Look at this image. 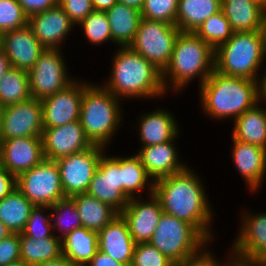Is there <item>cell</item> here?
Listing matches in <instances>:
<instances>
[{"instance_id": "14", "label": "cell", "mask_w": 266, "mask_h": 266, "mask_svg": "<svg viewBox=\"0 0 266 266\" xmlns=\"http://www.w3.org/2000/svg\"><path fill=\"white\" fill-rule=\"evenodd\" d=\"M41 139L44 157L54 161L93 146L79 120L58 127L44 128Z\"/></svg>"}, {"instance_id": "11", "label": "cell", "mask_w": 266, "mask_h": 266, "mask_svg": "<svg viewBox=\"0 0 266 266\" xmlns=\"http://www.w3.org/2000/svg\"><path fill=\"white\" fill-rule=\"evenodd\" d=\"M104 147L93 145L82 152L56 160L65 197L86 193L103 155Z\"/></svg>"}, {"instance_id": "55", "label": "cell", "mask_w": 266, "mask_h": 266, "mask_svg": "<svg viewBox=\"0 0 266 266\" xmlns=\"http://www.w3.org/2000/svg\"><path fill=\"white\" fill-rule=\"evenodd\" d=\"M264 75L265 76L262 77V82L259 83V98H265L266 100V73Z\"/></svg>"}, {"instance_id": "59", "label": "cell", "mask_w": 266, "mask_h": 266, "mask_svg": "<svg viewBox=\"0 0 266 266\" xmlns=\"http://www.w3.org/2000/svg\"><path fill=\"white\" fill-rule=\"evenodd\" d=\"M258 266H266V261H260V262H258Z\"/></svg>"}, {"instance_id": "50", "label": "cell", "mask_w": 266, "mask_h": 266, "mask_svg": "<svg viewBox=\"0 0 266 266\" xmlns=\"http://www.w3.org/2000/svg\"><path fill=\"white\" fill-rule=\"evenodd\" d=\"M35 266H77V265L72 264L64 255H62L57 259L40 263Z\"/></svg>"}, {"instance_id": "9", "label": "cell", "mask_w": 266, "mask_h": 266, "mask_svg": "<svg viewBox=\"0 0 266 266\" xmlns=\"http://www.w3.org/2000/svg\"><path fill=\"white\" fill-rule=\"evenodd\" d=\"M16 188L34 205L51 206L66 198L59 167L54 160L44 158L32 169L16 177Z\"/></svg>"}, {"instance_id": "7", "label": "cell", "mask_w": 266, "mask_h": 266, "mask_svg": "<svg viewBox=\"0 0 266 266\" xmlns=\"http://www.w3.org/2000/svg\"><path fill=\"white\" fill-rule=\"evenodd\" d=\"M149 242L179 264L198 256L200 247L208 241L188 222L163 212Z\"/></svg>"}, {"instance_id": "10", "label": "cell", "mask_w": 266, "mask_h": 266, "mask_svg": "<svg viewBox=\"0 0 266 266\" xmlns=\"http://www.w3.org/2000/svg\"><path fill=\"white\" fill-rule=\"evenodd\" d=\"M58 49H45L28 71L31 97L42 100L73 83L67 78L66 66Z\"/></svg>"}, {"instance_id": "17", "label": "cell", "mask_w": 266, "mask_h": 266, "mask_svg": "<svg viewBox=\"0 0 266 266\" xmlns=\"http://www.w3.org/2000/svg\"><path fill=\"white\" fill-rule=\"evenodd\" d=\"M83 97V84H70L52 96L41 100L43 126L53 128L79 120L81 101Z\"/></svg>"}, {"instance_id": "34", "label": "cell", "mask_w": 266, "mask_h": 266, "mask_svg": "<svg viewBox=\"0 0 266 266\" xmlns=\"http://www.w3.org/2000/svg\"><path fill=\"white\" fill-rule=\"evenodd\" d=\"M195 33L212 49L228 41L233 35V30L222 10L206 19Z\"/></svg>"}, {"instance_id": "28", "label": "cell", "mask_w": 266, "mask_h": 266, "mask_svg": "<svg viewBox=\"0 0 266 266\" xmlns=\"http://www.w3.org/2000/svg\"><path fill=\"white\" fill-rule=\"evenodd\" d=\"M222 0H179L176 26L180 31L195 32L213 14L221 11Z\"/></svg>"}, {"instance_id": "29", "label": "cell", "mask_w": 266, "mask_h": 266, "mask_svg": "<svg viewBox=\"0 0 266 266\" xmlns=\"http://www.w3.org/2000/svg\"><path fill=\"white\" fill-rule=\"evenodd\" d=\"M140 121V138L144 144L142 147L157 145L177 137L178 127L174 117L166 111H154L144 115Z\"/></svg>"}, {"instance_id": "37", "label": "cell", "mask_w": 266, "mask_h": 266, "mask_svg": "<svg viewBox=\"0 0 266 266\" xmlns=\"http://www.w3.org/2000/svg\"><path fill=\"white\" fill-rule=\"evenodd\" d=\"M28 25V16L17 0H0V34Z\"/></svg>"}, {"instance_id": "43", "label": "cell", "mask_w": 266, "mask_h": 266, "mask_svg": "<svg viewBox=\"0 0 266 266\" xmlns=\"http://www.w3.org/2000/svg\"><path fill=\"white\" fill-rule=\"evenodd\" d=\"M20 237L19 233H13L0 241V266L20 260Z\"/></svg>"}, {"instance_id": "6", "label": "cell", "mask_w": 266, "mask_h": 266, "mask_svg": "<svg viewBox=\"0 0 266 266\" xmlns=\"http://www.w3.org/2000/svg\"><path fill=\"white\" fill-rule=\"evenodd\" d=\"M118 99L104 85L83 84L79 121L93 145L105 148L119 126L121 118Z\"/></svg>"}, {"instance_id": "58", "label": "cell", "mask_w": 266, "mask_h": 266, "mask_svg": "<svg viewBox=\"0 0 266 266\" xmlns=\"http://www.w3.org/2000/svg\"><path fill=\"white\" fill-rule=\"evenodd\" d=\"M3 106L0 104V132H1V122H2V112H3Z\"/></svg>"}, {"instance_id": "4", "label": "cell", "mask_w": 266, "mask_h": 266, "mask_svg": "<svg viewBox=\"0 0 266 266\" xmlns=\"http://www.w3.org/2000/svg\"><path fill=\"white\" fill-rule=\"evenodd\" d=\"M215 70V50L195 32L180 31L175 41L171 59L162 71L164 90H167L165 77L171 78L174 89H181L196 75L201 76L202 85ZM167 74V75H166Z\"/></svg>"}, {"instance_id": "20", "label": "cell", "mask_w": 266, "mask_h": 266, "mask_svg": "<svg viewBox=\"0 0 266 266\" xmlns=\"http://www.w3.org/2000/svg\"><path fill=\"white\" fill-rule=\"evenodd\" d=\"M135 244L121 215L98 233L99 250L127 266L131 264Z\"/></svg>"}, {"instance_id": "5", "label": "cell", "mask_w": 266, "mask_h": 266, "mask_svg": "<svg viewBox=\"0 0 266 266\" xmlns=\"http://www.w3.org/2000/svg\"><path fill=\"white\" fill-rule=\"evenodd\" d=\"M264 54L266 46L260 31L234 32L215 50V70L226 76L257 81Z\"/></svg>"}, {"instance_id": "46", "label": "cell", "mask_w": 266, "mask_h": 266, "mask_svg": "<svg viewBox=\"0 0 266 266\" xmlns=\"http://www.w3.org/2000/svg\"><path fill=\"white\" fill-rule=\"evenodd\" d=\"M200 254L201 255L176 264L175 266H222L214 260L210 253L205 251L204 254H202V252H200Z\"/></svg>"}, {"instance_id": "25", "label": "cell", "mask_w": 266, "mask_h": 266, "mask_svg": "<svg viewBox=\"0 0 266 266\" xmlns=\"http://www.w3.org/2000/svg\"><path fill=\"white\" fill-rule=\"evenodd\" d=\"M105 13L110 25L112 41L117 42L121 47L129 46L135 38L142 19L141 12L117 2Z\"/></svg>"}, {"instance_id": "49", "label": "cell", "mask_w": 266, "mask_h": 266, "mask_svg": "<svg viewBox=\"0 0 266 266\" xmlns=\"http://www.w3.org/2000/svg\"><path fill=\"white\" fill-rule=\"evenodd\" d=\"M91 1L94 10L104 11V12L112 8L117 3V0H91Z\"/></svg>"}, {"instance_id": "18", "label": "cell", "mask_w": 266, "mask_h": 266, "mask_svg": "<svg viewBox=\"0 0 266 266\" xmlns=\"http://www.w3.org/2000/svg\"><path fill=\"white\" fill-rule=\"evenodd\" d=\"M0 48L9 58L11 67L29 71L46 49L27 25L1 35Z\"/></svg>"}, {"instance_id": "54", "label": "cell", "mask_w": 266, "mask_h": 266, "mask_svg": "<svg viewBox=\"0 0 266 266\" xmlns=\"http://www.w3.org/2000/svg\"><path fill=\"white\" fill-rule=\"evenodd\" d=\"M13 234L1 221H0V241Z\"/></svg>"}, {"instance_id": "56", "label": "cell", "mask_w": 266, "mask_h": 266, "mask_svg": "<svg viewBox=\"0 0 266 266\" xmlns=\"http://www.w3.org/2000/svg\"><path fill=\"white\" fill-rule=\"evenodd\" d=\"M6 266H28L26 263H24L21 259L8 263Z\"/></svg>"}, {"instance_id": "31", "label": "cell", "mask_w": 266, "mask_h": 266, "mask_svg": "<svg viewBox=\"0 0 266 266\" xmlns=\"http://www.w3.org/2000/svg\"><path fill=\"white\" fill-rule=\"evenodd\" d=\"M19 237L20 259L28 266H35L63 255L62 239L59 236L34 239L22 232Z\"/></svg>"}, {"instance_id": "13", "label": "cell", "mask_w": 266, "mask_h": 266, "mask_svg": "<svg viewBox=\"0 0 266 266\" xmlns=\"http://www.w3.org/2000/svg\"><path fill=\"white\" fill-rule=\"evenodd\" d=\"M86 194L107 203L119 213L124 210L130 198L122 191L120 157L101 156Z\"/></svg>"}, {"instance_id": "15", "label": "cell", "mask_w": 266, "mask_h": 266, "mask_svg": "<svg viewBox=\"0 0 266 266\" xmlns=\"http://www.w3.org/2000/svg\"><path fill=\"white\" fill-rule=\"evenodd\" d=\"M41 137H17L0 140V166L17 177L43 159Z\"/></svg>"}, {"instance_id": "16", "label": "cell", "mask_w": 266, "mask_h": 266, "mask_svg": "<svg viewBox=\"0 0 266 266\" xmlns=\"http://www.w3.org/2000/svg\"><path fill=\"white\" fill-rule=\"evenodd\" d=\"M151 200L146 203L134 198L120 213L127 222L129 232L135 243L149 242L158 226V219L163 213L159 199L154 195V182L150 183Z\"/></svg>"}, {"instance_id": "42", "label": "cell", "mask_w": 266, "mask_h": 266, "mask_svg": "<svg viewBox=\"0 0 266 266\" xmlns=\"http://www.w3.org/2000/svg\"><path fill=\"white\" fill-rule=\"evenodd\" d=\"M73 24H80L93 10L91 0H58Z\"/></svg>"}, {"instance_id": "53", "label": "cell", "mask_w": 266, "mask_h": 266, "mask_svg": "<svg viewBox=\"0 0 266 266\" xmlns=\"http://www.w3.org/2000/svg\"><path fill=\"white\" fill-rule=\"evenodd\" d=\"M260 32L266 46V7L263 8Z\"/></svg>"}, {"instance_id": "19", "label": "cell", "mask_w": 266, "mask_h": 266, "mask_svg": "<svg viewBox=\"0 0 266 266\" xmlns=\"http://www.w3.org/2000/svg\"><path fill=\"white\" fill-rule=\"evenodd\" d=\"M73 25L59 4L28 17V26L46 49H58V44H61Z\"/></svg>"}, {"instance_id": "38", "label": "cell", "mask_w": 266, "mask_h": 266, "mask_svg": "<svg viewBox=\"0 0 266 266\" xmlns=\"http://www.w3.org/2000/svg\"><path fill=\"white\" fill-rule=\"evenodd\" d=\"M178 2L179 0H145L140 11L142 18L176 25Z\"/></svg>"}, {"instance_id": "30", "label": "cell", "mask_w": 266, "mask_h": 266, "mask_svg": "<svg viewBox=\"0 0 266 266\" xmlns=\"http://www.w3.org/2000/svg\"><path fill=\"white\" fill-rule=\"evenodd\" d=\"M256 104L237 117L233 139L266 149V110Z\"/></svg>"}, {"instance_id": "32", "label": "cell", "mask_w": 266, "mask_h": 266, "mask_svg": "<svg viewBox=\"0 0 266 266\" xmlns=\"http://www.w3.org/2000/svg\"><path fill=\"white\" fill-rule=\"evenodd\" d=\"M34 205L16 188L0 200V221L12 232L22 233Z\"/></svg>"}, {"instance_id": "8", "label": "cell", "mask_w": 266, "mask_h": 266, "mask_svg": "<svg viewBox=\"0 0 266 266\" xmlns=\"http://www.w3.org/2000/svg\"><path fill=\"white\" fill-rule=\"evenodd\" d=\"M179 33L176 25L142 18L129 47L163 71L171 59Z\"/></svg>"}, {"instance_id": "36", "label": "cell", "mask_w": 266, "mask_h": 266, "mask_svg": "<svg viewBox=\"0 0 266 266\" xmlns=\"http://www.w3.org/2000/svg\"><path fill=\"white\" fill-rule=\"evenodd\" d=\"M46 208L52 210V212L54 211L58 216L57 218H55L54 217L55 215L53 213H50L51 219H55L58 221V222H55L52 225V227L56 230V226L57 225L59 226L58 229L62 231L60 238L64 239L74 229L82 227V223H81L78 209L76 207L74 200L71 197H66V198L54 203L51 206H46ZM68 214L70 216H72L74 219V220H72L73 222H70V224L64 220V218H65L64 216L68 215ZM72 217L70 219H72ZM65 223H67V224H65Z\"/></svg>"}, {"instance_id": "22", "label": "cell", "mask_w": 266, "mask_h": 266, "mask_svg": "<svg viewBox=\"0 0 266 266\" xmlns=\"http://www.w3.org/2000/svg\"><path fill=\"white\" fill-rule=\"evenodd\" d=\"M243 219V229L233 245L234 253L258 262L266 261V213Z\"/></svg>"}, {"instance_id": "39", "label": "cell", "mask_w": 266, "mask_h": 266, "mask_svg": "<svg viewBox=\"0 0 266 266\" xmlns=\"http://www.w3.org/2000/svg\"><path fill=\"white\" fill-rule=\"evenodd\" d=\"M80 24L92 44L112 40L110 25L104 11L93 10Z\"/></svg>"}, {"instance_id": "12", "label": "cell", "mask_w": 266, "mask_h": 266, "mask_svg": "<svg viewBox=\"0 0 266 266\" xmlns=\"http://www.w3.org/2000/svg\"><path fill=\"white\" fill-rule=\"evenodd\" d=\"M42 102L34 97L3 108L0 140L17 137H41Z\"/></svg>"}, {"instance_id": "21", "label": "cell", "mask_w": 266, "mask_h": 266, "mask_svg": "<svg viewBox=\"0 0 266 266\" xmlns=\"http://www.w3.org/2000/svg\"><path fill=\"white\" fill-rule=\"evenodd\" d=\"M174 141H167L157 145L145 146L137 153L147 174L152 177V181L170 176L183 171L185 165L179 163Z\"/></svg>"}, {"instance_id": "2", "label": "cell", "mask_w": 266, "mask_h": 266, "mask_svg": "<svg viewBox=\"0 0 266 266\" xmlns=\"http://www.w3.org/2000/svg\"><path fill=\"white\" fill-rule=\"evenodd\" d=\"M257 83L254 80L226 76L214 70L200 85L203 110L213 118L233 116L235 120L260 100Z\"/></svg>"}, {"instance_id": "23", "label": "cell", "mask_w": 266, "mask_h": 266, "mask_svg": "<svg viewBox=\"0 0 266 266\" xmlns=\"http://www.w3.org/2000/svg\"><path fill=\"white\" fill-rule=\"evenodd\" d=\"M233 142L234 163L252 191L256 190L260 186L266 170V149L235 139Z\"/></svg>"}, {"instance_id": "33", "label": "cell", "mask_w": 266, "mask_h": 266, "mask_svg": "<svg viewBox=\"0 0 266 266\" xmlns=\"http://www.w3.org/2000/svg\"><path fill=\"white\" fill-rule=\"evenodd\" d=\"M30 97L28 71L11 67L0 80V104L7 107Z\"/></svg>"}, {"instance_id": "1", "label": "cell", "mask_w": 266, "mask_h": 266, "mask_svg": "<svg viewBox=\"0 0 266 266\" xmlns=\"http://www.w3.org/2000/svg\"><path fill=\"white\" fill-rule=\"evenodd\" d=\"M154 182V195L159 199L164 213L191 224L207 241L212 239L209 221L212 212L204 188L187 167L176 174Z\"/></svg>"}, {"instance_id": "24", "label": "cell", "mask_w": 266, "mask_h": 266, "mask_svg": "<svg viewBox=\"0 0 266 266\" xmlns=\"http://www.w3.org/2000/svg\"><path fill=\"white\" fill-rule=\"evenodd\" d=\"M263 8L252 0H222L221 10L233 32L260 31Z\"/></svg>"}, {"instance_id": "41", "label": "cell", "mask_w": 266, "mask_h": 266, "mask_svg": "<svg viewBox=\"0 0 266 266\" xmlns=\"http://www.w3.org/2000/svg\"><path fill=\"white\" fill-rule=\"evenodd\" d=\"M46 206H34L31 210L30 216L26 223L23 233L31 238L39 239L45 237H57L49 232L52 227V223L49 221L51 215L45 217L41 210H45Z\"/></svg>"}, {"instance_id": "35", "label": "cell", "mask_w": 266, "mask_h": 266, "mask_svg": "<svg viewBox=\"0 0 266 266\" xmlns=\"http://www.w3.org/2000/svg\"><path fill=\"white\" fill-rule=\"evenodd\" d=\"M122 191L131 199L135 191L144 188L148 178L145 167L138 155L128 158L121 157Z\"/></svg>"}, {"instance_id": "45", "label": "cell", "mask_w": 266, "mask_h": 266, "mask_svg": "<svg viewBox=\"0 0 266 266\" xmlns=\"http://www.w3.org/2000/svg\"><path fill=\"white\" fill-rule=\"evenodd\" d=\"M16 189V177L0 166V200Z\"/></svg>"}, {"instance_id": "52", "label": "cell", "mask_w": 266, "mask_h": 266, "mask_svg": "<svg viewBox=\"0 0 266 266\" xmlns=\"http://www.w3.org/2000/svg\"><path fill=\"white\" fill-rule=\"evenodd\" d=\"M117 2L141 11L145 0H117Z\"/></svg>"}, {"instance_id": "27", "label": "cell", "mask_w": 266, "mask_h": 266, "mask_svg": "<svg viewBox=\"0 0 266 266\" xmlns=\"http://www.w3.org/2000/svg\"><path fill=\"white\" fill-rule=\"evenodd\" d=\"M98 250V233L85 227L74 229L62 239L63 255L77 266H86Z\"/></svg>"}, {"instance_id": "40", "label": "cell", "mask_w": 266, "mask_h": 266, "mask_svg": "<svg viewBox=\"0 0 266 266\" xmlns=\"http://www.w3.org/2000/svg\"><path fill=\"white\" fill-rule=\"evenodd\" d=\"M167 256L150 242L136 243L130 266H175Z\"/></svg>"}, {"instance_id": "44", "label": "cell", "mask_w": 266, "mask_h": 266, "mask_svg": "<svg viewBox=\"0 0 266 266\" xmlns=\"http://www.w3.org/2000/svg\"><path fill=\"white\" fill-rule=\"evenodd\" d=\"M24 13L29 17L32 14L46 11L58 4V0H17Z\"/></svg>"}, {"instance_id": "48", "label": "cell", "mask_w": 266, "mask_h": 266, "mask_svg": "<svg viewBox=\"0 0 266 266\" xmlns=\"http://www.w3.org/2000/svg\"><path fill=\"white\" fill-rule=\"evenodd\" d=\"M232 254H235V257L233 256V258H234V259H232L233 264L231 262L230 266H258V261L240 256L236 253H232ZM222 266H224V265L222 264ZM226 266H229V265H226Z\"/></svg>"}, {"instance_id": "57", "label": "cell", "mask_w": 266, "mask_h": 266, "mask_svg": "<svg viewBox=\"0 0 266 266\" xmlns=\"http://www.w3.org/2000/svg\"><path fill=\"white\" fill-rule=\"evenodd\" d=\"M252 1L258 3L262 7H266V0H252Z\"/></svg>"}, {"instance_id": "51", "label": "cell", "mask_w": 266, "mask_h": 266, "mask_svg": "<svg viewBox=\"0 0 266 266\" xmlns=\"http://www.w3.org/2000/svg\"><path fill=\"white\" fill-rule=\"evenodd\" d=\"M11 68L9 58L6 56L5 52L0 48V80L3 75Z\"/></svg>"}, {"instance_id": "26", "label": "cell", "mask_w": 266, "mask_h": 266, "mask_svg": "<svg viewBox=\"0 0 266 266\" xmlns=\"http://www.w3.org/2000/svg\"><path fill=\"white\" fill-rule=\"evenodd\" d=\"M78 209L82 227L99 233L111 223L120 213L107 203L101 202L86 193L71 197Z\"/></svg>"}, {"instance_id": "47", "label": "cell", "mask_w": 266, "mask_h": 266, "mask_svg": "<svg viewBox=\"0 0 266 266\" xmlns=\"http://www.w3.org/2000/svg\"><path fill=\"white\" fill-rule=\"evenodd\" d=\"M86 266H127L121 262L115 261L109 255L100 250L93 256Z\"/></svg>"}, {"instance_id": "3", "label": "cell", "mask_w": 266, "mask_h": 266, "mask_svg": "<svg viewBox=\"0 0 266 266\" xmlns=\"http://www.w3.org/2000/svg\"><path fill=\"white\" fill-rule=\"evenodd\" d=\"M110 78L105 88L116 98H148L165 94L162 71L129 46L118 50Z\"/></svg>"}]
</instances>
